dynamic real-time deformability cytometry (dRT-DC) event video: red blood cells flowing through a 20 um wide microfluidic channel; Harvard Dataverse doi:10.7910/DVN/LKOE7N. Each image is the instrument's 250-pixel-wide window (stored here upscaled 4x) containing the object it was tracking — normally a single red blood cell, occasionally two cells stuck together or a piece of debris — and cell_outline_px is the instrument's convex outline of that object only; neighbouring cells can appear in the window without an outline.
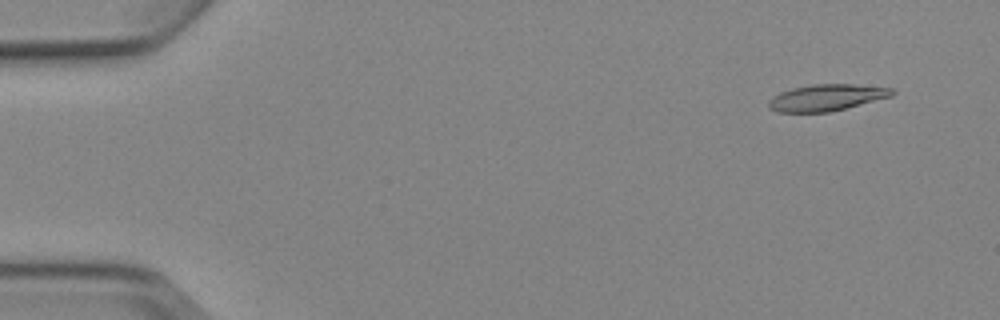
{"species": "Egyptian fruit bat (a non-hibernating species)", "species_latin": "Rousettus aegyptiacus", "temperature_condition": "cold", "stored_images_in_passage": 6, "camera_frame_rate_fps": 3000, "um_per_image_px": 0.085, "animal": {"sex": "female"}, "frame": {"image": 1, "passage_image": 2, "time_ms": 1.0, "image_size_px": [1000, 320], "cell_outline_px": [[896, 92], [892, 96], [828, 112], [776, 112], [768, 108], [768, 100], [772, 96], [780, 92], [792, 88], [812, 84], [852, 84], [892, 88]], "centroid_in_image_um": [70.21, 8.29], "position_along_channel_um": 14.8, "area_um2": 19.02}}
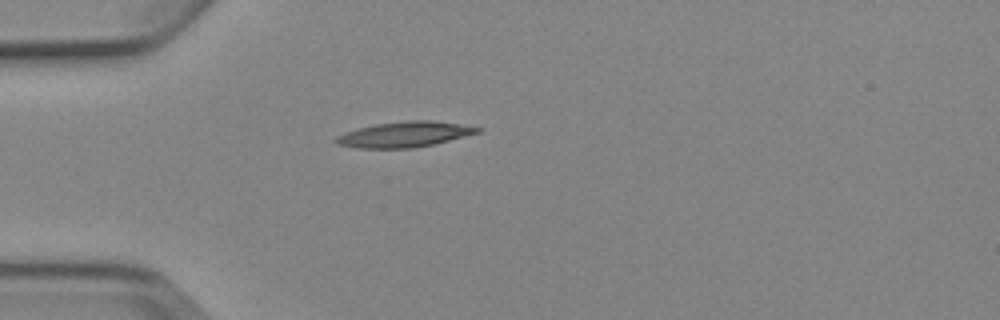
{"frame": {"image": 2, "passage_image": 5, "time_ms": 4.667, "image_size_px": [1000, 320], "cell_outline_px": [[484, 128], [480, 132], [432, 144], [412, 148], [356, 148], [336, 144], [332, 140], [336, 136], [344, 132], [376, 124], [408, 120], [432, 120]], "centroid_in_image_um": [34.33, 11.42], "position_along_channel_um": 50.7, "area_um2": 20.87}}